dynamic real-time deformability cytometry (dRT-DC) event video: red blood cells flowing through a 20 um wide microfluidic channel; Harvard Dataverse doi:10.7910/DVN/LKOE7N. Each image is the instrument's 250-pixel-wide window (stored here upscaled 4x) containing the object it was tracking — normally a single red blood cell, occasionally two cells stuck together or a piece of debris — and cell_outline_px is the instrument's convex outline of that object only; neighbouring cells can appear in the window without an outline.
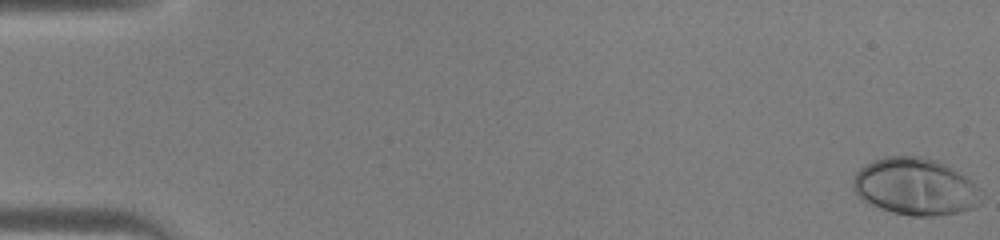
{"species": "human", "species_latin": "Homo sapiens", "temperature_condition": "warm", "stored_images_in_passage": 46, "camera_frame_rate_fps": 3000, "um_per_image_px": 0.085, "donor": {"sex": "male"}, "frame": {"image": 1, "passage_image": 1, "time_ms": 0.0, "image_size_px": [1000, 240], "cell_outline_px": [[984, 192], [976, 204], [972, 208], [960, 212], [936, 216], [912, 216], [892, 212], [880, 208], [860, 200], [852, 188], [852, 180], [856, 172], [860, 168], [884, 156], [920, 156], [940, 160], [948, 164], [972, 180]], "centroid_in_image_um": [77.81, 15.86], "position_along_channel_um": 7.2, "area_um2": 43.18}}
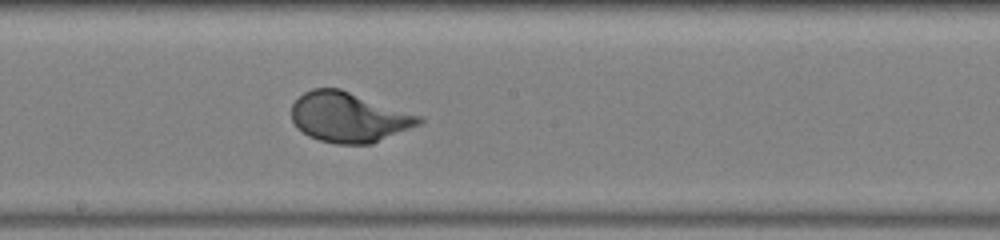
{"frame": {"image": 2, "passage_image": 26, "time_ms": 8.333, "image_size_px": [1000, 240], "cell_outline_px": [[424, 120], [420, 124], [372, 144], [336, 144], [320, 140], [308, 136], [296, 128], [292, 120], [292, 104], [304, 92], [312, 88], [340, 88], [424, 116]], "centroid_in_image_um": [29.66, 9.96], "position_along_channel_um": 218.5, "area_um2": 37.45}}
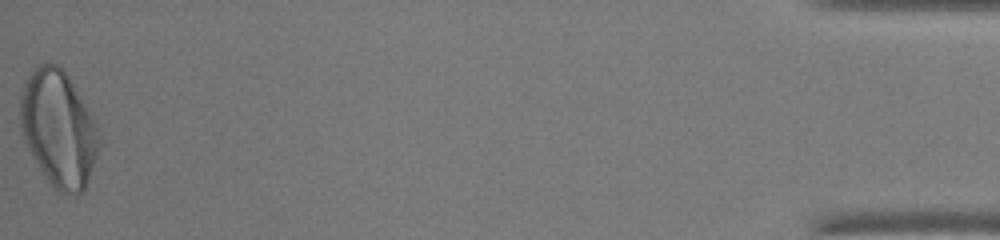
{"frame": {"image": 3, "passage_image": 46, "time_ms": 15.0, "image_size_px": [1000, 240], "cell_outline_px": [[100, 148], [88, 180], [84, 188], [76, 196], [60, 192], [44, 176], [28, 148], [20, 132], [20, 92], [32, 68], [36, 64], [56, 64], [68, 76], [92, 116], [100, 136]], "centroid_in_image_um": [4.96, 10.93], "position_along_channel_um": 430.2, "area_um2": 53.06}}